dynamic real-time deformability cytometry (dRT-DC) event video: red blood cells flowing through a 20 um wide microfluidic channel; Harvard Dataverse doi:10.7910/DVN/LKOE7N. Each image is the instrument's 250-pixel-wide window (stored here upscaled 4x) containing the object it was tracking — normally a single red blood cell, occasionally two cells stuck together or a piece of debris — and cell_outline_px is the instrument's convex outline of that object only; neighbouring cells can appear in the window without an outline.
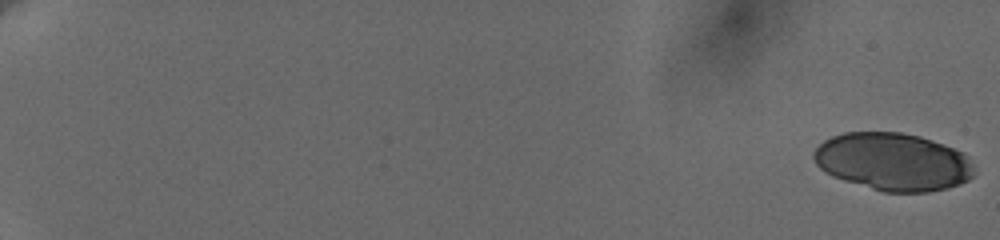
{"species": "human", "species_latin": "Homo sapiens", "temperature_condition": "cold", "stored_images_in_passage": 22, "segment_of_instrument_passage": [1, 2], "camera_frame_rate_fps": 3000, "um_per_image_px": 0.085, "donor": {"sex": "female"}, "frame": {"image": 1, "passage_image": 1, "time_ms": 0.0, "image_size_px": [1000, 240], "cell_outline_px": [[972, 176], [968, 180], [960, 184], [948, 188], [928, 192], [884, 192], [844, 180], [832, 176], [824, 172], [816, 164], [812, 156], [812, 152], [824, 140], [832, 136], [844, 132], [900, 132], [920, 136], [932, 140], [964, 152], [972, 164]], "centroid_in_image_um": [75.88, 13.74], "position_along_channel_um": 9.1, "area_um2": 53.99}}
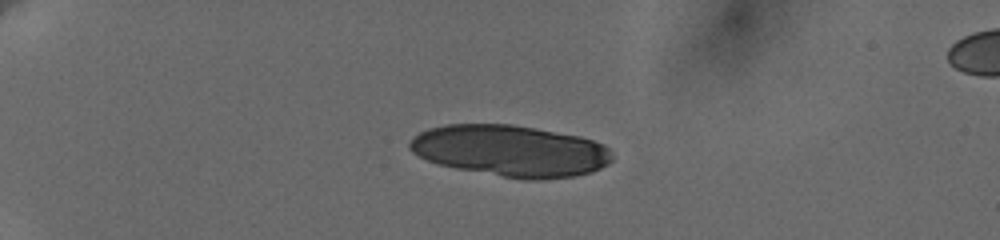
{"frame": {"image": 2, "passage_image": 10, "time_ms": 5.333, "image_size_px": [1000, 240], "cell_outline_px": [[612, 160], [608, 164], [592, 172], [576, 176], [540, 180], [524, 180], [456, 168], [440, 164], [428, 160], [412, 152], [408, 148], [408, 144], [412, 136], [428, 128], [448, 124], [512, 124], [536, 128], [580, 136], [604, 144], [608, 148], [612, 156]], "centroid_in_image_um": [43.4, 12.81], "position_along_channel_um": 41.6, "area_um2": 60.86}}